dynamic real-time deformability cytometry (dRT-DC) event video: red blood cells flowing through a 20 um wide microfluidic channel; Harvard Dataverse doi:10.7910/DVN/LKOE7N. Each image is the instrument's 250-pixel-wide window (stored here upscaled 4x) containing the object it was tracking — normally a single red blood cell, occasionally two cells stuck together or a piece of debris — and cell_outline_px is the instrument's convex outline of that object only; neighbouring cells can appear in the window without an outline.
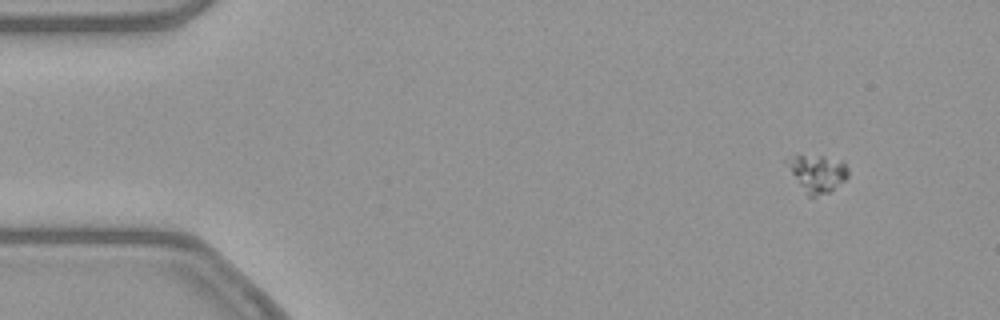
{"species": "common noctule bat (a hibernating species)", "species_latin": "Nyctalus noctula", "temperature_condition": "warm", "stored_images_in_passage": 50, "camera_frame_rate_fps": 3000, "um_per_image_px": 0.085, "animal": {"sex": "female", "body_mass_g": 21.9}, "frame": {"image": 1, "passage_image": 1, "time_ms": 0.0, "image_size_px": [1000, 320], "cell_outline_px": [[848, 176], [844, 180], [828, 192], [816, 196], [808, 196], [784, 160], [796, 156], [824, 156], [844, 160], [848, 168]], "centroid_in_image_um": [69.52, 14.71], "position_along_channel_um": 15.5, "area_um2": 12.83}}
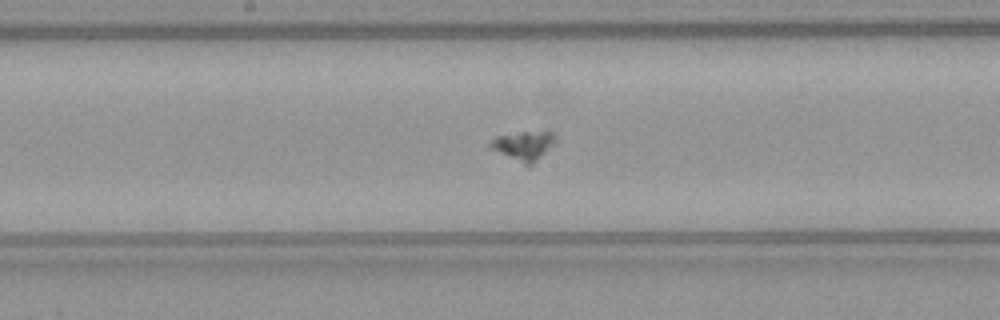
{"frame": {"image": 2, "passage_image": 24, "time_ms": 7.667, "image_size_px": [1000, 320], "cell_outline_px": [[556, 140], [528, 168], [492, 148], [488, 144], [496, 136], [544, 128], [548, 128], [556, 136]], "centroid_in_image_um": [44.56, 12.33], "position_along_channel_um": 203.6, "area_um2": 11.27}}
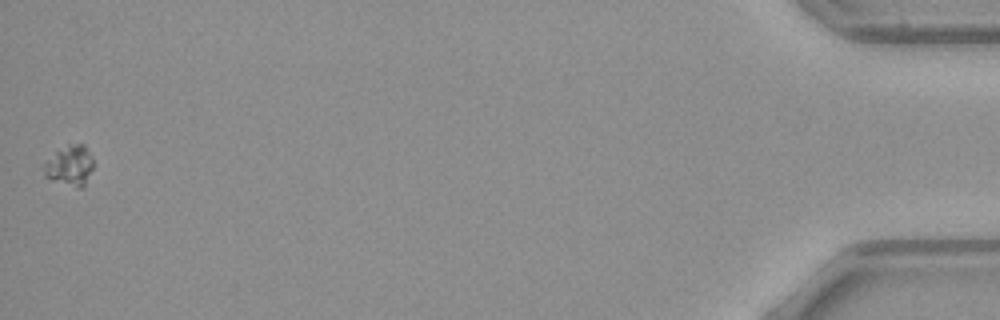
{"frame": {"image": 3, "passage_image": 50, "time_ms": 16.333, "image_size_px": [1000, 320], "cell_outline_px": [[92, 168], [84, 184], [80, 188], [76, 188], [44, 176], [44, 164], [56, 152], [68, 144], [84, 144], [92, 156]], "centroid_in_image_um": [5.94, 14.06], "position_along_channel_um": 429.3, "area_um2": 11.21}}